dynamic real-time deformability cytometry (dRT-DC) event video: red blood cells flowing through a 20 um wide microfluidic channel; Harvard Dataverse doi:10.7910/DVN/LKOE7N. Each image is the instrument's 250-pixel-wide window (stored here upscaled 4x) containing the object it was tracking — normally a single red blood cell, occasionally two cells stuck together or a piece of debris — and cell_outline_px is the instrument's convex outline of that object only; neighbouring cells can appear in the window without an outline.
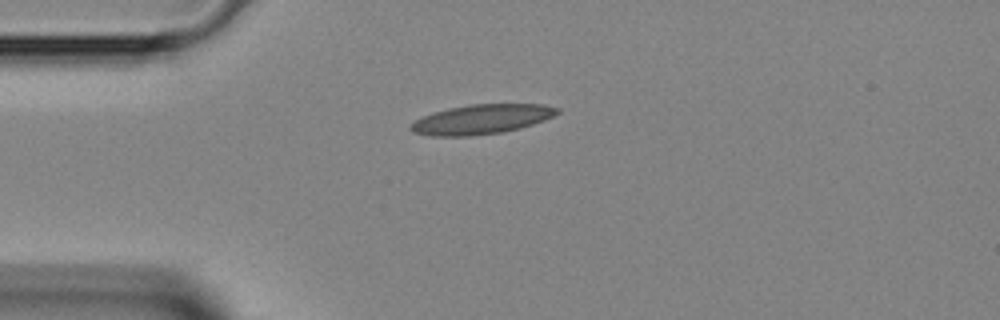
{"species": "Egyptian fruit bat (a non-hibernating species)", "species_latin": "Rousettus aegyptiacus", "temperature_condition": "room temperature", "stored_images_in_passage": 4, "camera_frame_rate_fps": 3000, "um_per_image_px": 0.085, "animal": {"sex": "female"}, "frame": {"image": 1, "passage_image": 1, "time_ms": 0.0, "image_size_px": [1000, 320], "cell_outline_px": [[560, 112], [544, 120], [520, 128], [504, 132], [468, 136], [432, 136], [412, 132], [408, 128], [416, 120], [432, 112], [448, 108], [468, 104], [544, 104], [560, 108]], "centroid_in_image_um": [40.93, 10.13], "position_along_channel_um": 44.1, "area_um2": 25.32}}